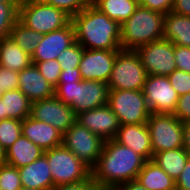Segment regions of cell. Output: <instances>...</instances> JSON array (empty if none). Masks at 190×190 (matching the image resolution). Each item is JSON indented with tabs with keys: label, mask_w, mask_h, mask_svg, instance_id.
Segmentation results:
<instances>
[{
	"label": "cell",
	"mask_w": 190,
	"mask_h": 190,
	"mask_svg": "<svg viewBox=\"0 0 190 190\" xmlns=\"http://www.w3.org/2000/svg\"><path fill=\"white\" fill-rule=\"evenodd\" d=\"M145 162L142 156L114 139L104 141L91 176L98 189L112 190L116 185L136 180Z\"/></svg>",
	"instance_id": "obj_1"
},
{
	"label": "cell",
	"mask_w": 190,
	"mask_h": 190,
	"mask_svg": "<svg viewBox=\"0 0 190 190\" xmlns=\"http://www.w3.org/2000/svg\"><path fill=\"white\" fill-rule=\"evenodd\" d=\"M75 39L84 49L122 50L121 25L92 3L71 17Z\"/></svg>",
	"instance_id": "obj_2"
},
{
	"label": "cell",
	"mask_w": 190,
	"mask_h": 190,
	"mask_svg": "<svg viewBox=\"0 0 190 190\" xmlns=\"http://www.w3.org/2000/svg\"><path fill=\"white\" fill-rule=\"evenodd\" d=\"M164 16L162 13L138 6L121 25L122 50H136L142 45L163 38Z\"/></svg>",
	"instance_id": "obj_3"
},
{
	"label": "cell",
	"mask_w": 190,
	"mask_h": 190,
	"mask_svg": "<svg viewBox=\"0 0 190 190\" xmlns=\"http://www.w3.org/2000/svg\"><path fill=\"white\" fill-rule=\"evenodd\" d=\"M108 84L95 80L58 82L54 96L70 106L75 115L108 103Z\"/></svg>",
	"instance_id": "obj_4"
},
{
	"label": "cell",
	"mask_w": 190,
	"mask_h": 190,
	"mask_svg": "<svg viewBox=\"0 0 190 190\" xmlns=\"http://www.w3.org/2000/svg\"><path fill=\"white\" fill-rule=\"evenodd\" d=\"M18 20L31 30L47 34L68 26L71 16L39 0L20 3Z\"/></svg>",
	"instance_id": "obj_5"
},
{
	"label": "cell",
	"mask_w": 190,
	"mask_h": 190,
	"mask_svg": "<svg viewBox=\"0 0 190 190\" xmlns=\"http://www.w3.org/2000/svg\"><path fill=\"white\" fill-rule=\"evenodd\" d=\"M55 186L77 183L91 175V169L63 145L44 151Z\"/></svg>",
	"instance_id": "obj_6"
},
{
	"label": "cell",
	"mask_w": 190,
	"mask_h": 190,
	"mask_svg": "<svg viewBox=\"0 0 190 190\" xmlns=\"http://www.w3.org/2000/svg\"><path fill=\"white\" fill-rule=\"evenodd\" d=\"M147 72L134 50H120L107 82L109 90H142Z\"/></svg>",
	"instance_id": "obj_7"
},
{
	"label": "cell",
	"mask_w": 190,
	"mask_h": 190,
	"mask_svg": "<svg viewBox=\"0 0 190 190\" xmlns=\"http://www.w3.org/2000/svg\"><path fill=\"white\" fill-rule=\"evenodd\" d=\"M107 104L120 125L144 124L151 115L142 90H109Z\"/></svg>",
	"instance_id": "obj_8"
},
{
	"label": "cell",
	"mask_w": 190,
	"mask_h": 190,
	"mask_svg": "<svg viewBox=\"0 0 190 190\" xmlns=\"http://www.w3.org/2000/svg\"><path fill=\"white\" fill-rule=\"evenodd\" d=\"M153 155L183 147L182 122L173 114L151 113L147 120Z\"/></svg>",
	"instance_id": "obj_9"
},
{
	"label": "cell",
	"mask_w": 190,
	"mask_h": 190,
	"mask_svg": "<svg viewBox=\"0 0 190 190\" xmlns=\"http://www.w3.org/2000/svg\"><path fill=\"white\" fill-rule=\"evenodd\" d=\"M62 145L92 169L101 155L104 141L86 127L75 122L63 134Z\"/></svg>",
	"instance_id": "obj_10"
},
{
	"label": "cell",
	"mask_w": 190,
	"mask_h": 190,
	"mask_svg": "<svg viewBox=\"0 0 190 190\" xmlns=\"http://www.w3.org/2000/svg\"><path fill=\"white\" fill-rule=\"evenodd\" d=\"M136 53L141 59L147 75L168 76L176 70L174 44L167 39H159L138 47Z\"/></svg>",
	"instance_id": "obj_11"
},
{
	"label": "cell",
	"mask_w": 190,
	"mask_h": 190,
	"mask_svg": "<svg viewBox=\"0 0 190 190\" xmlns=\"http://www.w3.org/2000/svg\"><path fill=\"white\" fill-rule=\"evenodd\" d=\"M142 91L151 113L174 114L179 95L167 76L147 75Z\"/></svg>",
	"instance_id": "obj_12"
},
{
	"label": "cell",
	"mask_w": 190,
	"mask_h": 190,
	"mask_svg": "<svg viewBox=\"0 0 190 190\" xmlns=\"http://www.w3.org/2000/svg\"><path fill=\"white\" fill-rule=\"evenodd\" d=\"M30 116L52 125L62 134L76 122L74 110L55 96L31 103Z\"/></svg>",
	"instance_id": "obj_13"
},
{
	"label": "cell",
	"mask_w": 190,
	"mask_h": 190,
	"mask_svg": "<svg viewBox=\"0 0 190 190\" xmlns=\"http://www.w3.org/2000/svg\"><path fill=\"white\" fill-rule=\"evenodd\" d=\"M119 51L84 49L79 64L82 80H95L107 83Z\"/></svg>",
	"instance_id": "obj_14"
},
{
	"label": "cell",
	"mask_w": 190,
	"mask_h": 190,
	"mask_svg": "<svg viewBox=\"0 0 190 190\" xmlns=\"http://www.w3.org/2000/svg\"><path fill=\"white\" fill-rule=\"evenodd\" d=\"M76 122L103 141L114 139L120 127L116 114L108 104L77 114Z\"/></svg>",
	"instance_id": "obj_15"
},
{
	"label": "cell",
	"mask_w": 190,
	"mask_h": 190,
	"mask_svg": "<svg viewBox=\"0 0 190 190\" xmlns=\"http://www.w3.org/2000/svg\"><path fill=\"white\" fill-rule=\"evenodd\" d=\"M75 42L76 39L72 23L61 29L43 34L42 39L37 44L36 50L31 56L32 62L57 59L63 50Z\"/></svg>",
	"instance_id": "obj_16"
},
{
	"label": "cell",
	"mask_w": 190,
	"mask_h": 190,
	"mask_svg": "<svg viewBox=\"0 0 190 190\" xmlns=\"http://www.w3.org/2000/svg\"><path fill=\"white\" fill-rule=\"evenodd\" d=\"M114 140L129 147L146 161L153 159L150 132L146 123L120 125Z\"/></svg>",
	"instance_id": "obj_17"
},
{
	"label": "cell",
	"mask_w": 190,
	"mask_h": 190,
	"mask_svg": "<svg viewBox=\"0 0 190 190\" xmlns=\"http://www.w3.org/2000/svg\"><path fill=\"white\" fill-rule=\"evenodd\" d=\"M22 135L43 151L62 145L63 134L46 122L38 121L31 116L22 121Z\"/></svg>",
	"instance_id": "obj_18"
},
{
	"label": "cell",
	"mask_w": 190,
	"mask_h": 190,
	"mask_svg": "<svg viewBox=\"0 0 190 190\" xmlns=\"http://www.w3.org/2000/svg\"><path fill=\"white\" fill-rule=\"evenodd\" d=\"M19 89L31 103L54 96V87L39 72L35 64L19 72Z\"/></svg>",
	"instance_id": "obj_19"
},
{
	"label": "cell",
	"mask_w": 190,
	"mask_h": 190,
	"mask_svg": "<svg viewBox=\"0 0 190 190\" xmlns=\"http://www.w3.org/2000/svg\"><path fill=\"white\" fill-rule=\"evenodd\" d=\"M22 187L52 190L53 180L47 158L43 155L31 164L18 168Z\"/></svg>",
	"instance_id": "obj_20"
},
{
	"label": "cell",
	"mask_w": 190,
	"mask_h": 190,
	"mask_svg": "<svg viewBox=\"0 0 190 190\" xmlns=\"http://www.w3.org/2000/svg\"><path fill=\"white\" fill-rule=\"evenodd\" d=\"M44 151L27 137L20 136L18 140L5 151V164L20 168L31 164L43 156Z\"/></svg>",
	"instance_id": "obj_21"
},
{
	"label": "cell",
	"mask_w": 190,
	"mask_h": 190,
	"mask_svg": "<svg viewBox=\"0 0 190 190\" xmlns=\"http://www.w3.org/2000/svg\"><path fill=\"white\" fill-rule=\"evenodd\" d=\"M163 38L174 45L190 47V16L172 11L164 16Z\"/></svg>",
	"instance_id": "obj_22"
},
{
	"label": "cell",
	"mask_w": 190,
	"mask_h": 190,
	"mask_svg": "<svg viewBox=\"0 0 190 190\" xmlns=\"http://www.w3.org/2000/svg\"><path fill=\"white\" fill-rule=\"evenodd\" d=\"M31 64V56L24 52L10 36L0 41V66L20 72Z\"/></svg>",
	"instance_id": "obj_23"
},
{
	"label": "cell",
	"mask_w": 190,
	"mask_h": 190,
	"mask_svg": "<svg viewBox=\"0 0 190 190\" xmlns=\"http://www.w3.org/2000/svg\"><path fill=\"white\" fill-rule=\"evenodd\" d=\"M147 190H176L175 181L153 160H148L136 179Z\"/></svg>",
	"instance_id": "obj_24"
},
{
	"label": "cell",
	"mask_w": 190,
	"mask_h": 190,
	"mask_svg": "<svg viewBox=\"0 0 190 190\" xmlns=\"http://www.w3.org/2000/svg\"><path fill=\"white\" fill-rule=\"evenodd\" d=\"M4 108V119L24 120L31 114V102L18 88L4 92L1 96Z\"/></svg>",
	"instance_id": "obj_25"
},
{
	"label": "cell",
	"mask_w": 190,
	"mask_h": 190,
	"mask_svg": "<svg viewBox=\"0 0 190 190\" xmlns=\"http://www.w3.org/2000/svg\"><path fill=\"white\" fill-rule=\"evenodd\" d=\"M189 156L182 147L155 153L152 160L176 181L185 168Z\"/></svg>",
	"instance_id": "obj_26"
},
{
	"label": "cell",
	"mask_w": 190,
	"mask_h": 190,
	"mask_svg": "<svg viewBox=\"0 0 190 190\" xmlns=\"http://www.w3.org/2000/svg\"><path fill=\"white\" fill-rule=\"evenodd\" d=\"M91 3L120 25H122L139 6L138 0H91Z\"/></svg>",
	"instance_id": "obj_27"
},
{
	"label": "cell",
	"mask_w": 190,
	"mask_h": 190,
	"mask_svg": "<svg viewBox=\"0 0 190 190\" xmlns=\"http://www.w3.org/2000/svg\"><path fill=\"white\" fill-rule=\"evenodd\" d=\"M11 39H13L24 52L33 55L36 50L37 44L42 39L43 34L23 25L19 20L16 21L10 31Z\"/></svg>",
	"instance_id": "obj_28"
},
{
	"label": "cell",
	"mask_w": 190,
	"mask_h": 190,
	"mask_svg": "<svg viewBox=\"0 0 190 190\" xmlns=\"http://www.w3.org/2000/svg\"><path fill=\"white\" fill-rule=\"evenodd\" d=\"M22 136V120H0V146L7 151Z\"/></svg>",
	"instance_id": "obj_29"
},
{
	"label": "cell",
	"mask_w": 190,
	"mask_h": 190,
	"mask_svg": "<svg viewBox=\"0 0 190 190\" xmlns=\"http://www.w3.org/2000/svg\"><path fill=\"white\" fill-rule=\"evenodd\" d=\"M20 3H0V41L9 37L10 31L18 20Z\"/></svg>",
	"instance_id": "obj_30"
},
{
	"label": "cell",
	"mask_w": 190,
	"mask_h": 190,
	"mask_svg": "<svg viewBox=\"0 0 190 190\" xmlns=\"http://www.w3.org/2000/svg\"><path fill=\"white\" fill-rule=\"evenodd\" d=\"M84 48L75 42L57 57V61L60 63L62 70H70L75 67H79Z\"/></svg>",
	"instance_id": "obj_31"
},
{
	"label": "cell",
	"mask_w": 190,
	"mask_h": 190,
	"mask_svg": "<svg viewBox=\"0 0 190 190\" xmlns=\"http://www.w3.org/2000/svg\"><path fill=\"white\" fill-rule=\"evenodd\" d=\"M22 187L18 168L7 164L0 166V190H19Z\"/></svg>",
	"instance_id": "obj_32"
},
{
	"label": "cell",
	"mask_w": 190,
	"mask_h": 190,
	"mask_svg": "<svg viewBox=\"0 0 190 190\" xmlns=\"http://www.w3.org/2000/svg\"><path fill=\"white\" fill-rule=\"evenodd\" d=\"M38 68L41 75L55 88L58 85L62 72L60 63L57 59L43 62H32Z\"/></svg>",
	"instance_id": "obj_33"
},
{
	"label": "cell",
	"mask_w": 190,
	"mask_h": 190,
	"mask_svg": "<svg viewBox=\"0 0 190 190\" xmlns=\"http://www.w3.org/2000/svg\"><path fill=\"white\" fill-rule=\"evenodd\" d=\"M45 4L65 11L69 16H74L85 9L91 0H41Z\"/></svg>",
	"instance_id": "obj_34"
},
{
	"label": "cell",
	"mask_w": 190,
	"mask_h": 190,
	"mask_svg": "<svg viewBox=\"0 0 190 190\" xmlns=\"http://www.w3.org/2000/svg\"><path fill=\"white\" fill-rule=\"evenodd\" d=\"M167 77L179 96L190 92V73L176 69Z\"/></svg>",
	"instance_id": "obj_35"
},
{
	"label": "cell",
	"mask_w": 190,
	"mask_h": 190,
	"mask_svg": "<svg viewBox=\"0 0 190 190\" xmlns=\"http://www.w3.org/2000/svg\"><path fill=\"white\" fill-rule=\"evenodd\" d=\"M19 72L0 66V87L4 92L19 88Z\"/></svg>",
	"instance_id": "obj_36"
},
{
	"label": "cell",
	"mask_w": 190,
	"mask_h": 190,
	"mask_svg": "<svg viewBox=\"0 0 190 190\" xmlns=\"http://www.w3.org/2000/svg\"><path fill=\"white\" fill-rule=\"evenodd\" d=\"M174 56L176 68L190 73V47L174 45Z\"/></svg>",
	"instance_id": "obj_37"
},
{
	"label": "cell",
	"mask_w": 190,
	"mask_h": 190,
	"mask_svg": "<svg viewBox=\"0 0 190 190\" xmlns=\"http://www.w3.org/2000/svg\"><path fill=\"white\" fill-rule=\"evenodd\" d=\"M139 5L166 15L172 10L174 0H138Z\"/></svg>",
	"instance_id": "obj_38"
},
{
	"label": "cell",
	"mask_w": 190,
	"mask_h": 190,
	"mask_svg": "<svg viewBox=\"0 0 190 190\" xmlns=\"http://www.w3.org/2000/svg\"><path fill=\"white\" fill-rule=\"evenodd\" d=\"M173 115L182 123L190 121V92L179 96L177 107Z\"/></svg>",
	"instance_id": "obj_39"
},
{
	"label": "cell",
	"mask_w": 190,
	"mask_h": 190,
	"mask_svg": "<svg viewBox=\"0 0 190 190\" xmlns=\"http://www.w3.org/2000/svg\"><path fill=\"white\" fill-rule=\"evenodd\" d=\"M97 185L90 175L87 179L77 183L55 186L52 190H97Z\"/></svg>",
	"instance_id": "obj_40"
},
{
	"label": "cell",
	"mask_w": 190,
	"mask_h": 190,
	"mask_svg": "<svg viewBox=\"0 0 190 190\" xmlns=\"http://www.w3.org/2000/svg\"><path fill=\"white\" fill-rule=\"evenodd\" d=\"M176 190H190V156L179 178L175 181Z\"/></svg>",
	"instance_id": "obj_41"
},
{
	"label": "cell",
	"mask_w": 190,
	"mask_h": 190,
	"mask_svg": "<svg viewBox=\"0 0 190 190\" xmlns=\"http://www.w3.org/2000/svg\"><path fill=\"white\" fill-rule=\"evenodd\" d=\"M82 76L79 71V67L72 68L70 70H62L60 74L59 82H80Z\"/></svg>",
	"instance_id": "obj_42"
},
{
	"label": "cell",
	"mask_w": 190,
	"mask_h": 190,
	"mask_svg": "<svg viewBox=\"0 0 190 190\" xmlns=\"http://www.w3.org/2000/svg\"><path fill=\"white\" fill-rule=\"evenodd\" d=\"M171 11L179 15L190 16V0H174Z\"/></svg>",
	"instance_id": "obj_43"
},
{
	"label": "cell",
	"mask_w": 190,
	"mask_h": 190,
	"mask_svg": "<svg viewBox=\"0 0 190 190\" xmlns=\"http://www.w3.org/2000/svg\"><path fill=\"white\" fill-rule=\"evenodd\" d=\"M112 190H147L137 180L116 185Z\"/></svg>",
	"instance_id": "obj_44"
},
{
	"label": "cell",
	"mask_w": 190,
	"mask_h": 190,
	"mask_svg": "<svg viewBox=\"0 0 190 190\" xmlns=\"http://www.w3.org/2000/svg\"><path fill=\"white\" fill-rule=\"evenodd\" d=\"M183 148L190 155V121L183 122Z\"/></svg>",
	"instance_id": "obj_45"
},
{
	"label": "cell",
	"mask_w": 190,
	"mask_h": 190,
	"mask_svg": "<svg viewBox=\"0 0 190 190\" xmlns=\"http://www.w3.org/2000/svg\"><path fill=\"white\" fill-rule=\"evenodd\" d=\"M5 164V151L0 146V166Z\"/></svg>",
	"instance_id": "obj_46"
},
{
	"label": "cell",
	"mask_w": 190,
	"mask_h": 190,
	"mask_svg": "<svg viewBox=\"0 0 190 190\" xmlns=\"http://www.w3.org/2000/svg\"><path fill=\"white\" fill-rule=\"evenodd\" d=\"M0 120H4V108L1 98H0Z\"/></svg>",
	"instance_id": "obj_47"
},
{
	"label": "cell",
	"mask_w": 190,
	"mask_h": 190,
	"mask_svg": "<svg viewBox=\"0 0 190 190\" xmlns=\"http://www.w3.org/2000/svg\"><path fill=\"white\" fill-rule=\"evenodd\" d=\"M0 3H20L19 0H0Z\"/></svg>",
	"instance_id": "obj_48"
},
{
	"label": "cell",
	"mask_w": 190,
	"mask_h": 190,
	"mask_svg": "<svg viewBox=\"0 0 190 190\" xmlns=\"http://www.w3.org/2000/svg\"><path fill=\"white\" fill-rule=\"evenodd\" d=\"M20 3H23V2H29V1H39V0H19Z\"/></svg>",
	"instance_id": "obj_49"
},
{
	"label": "cell",
	"mask_w": 190,
	"mask_h": 190,
	"mask_svg": "<svg viewBox=\"0 0 190 190\" xmlns=\"http://www.w3.org/2000/svg\"><path fill=\"white\" fill-rule=\"evenodd\" d=\"M19 190H35V189H30V188L21 187Z\"/></svg>",
	"instance_id": "obj_50"
},
{
	"label": "cell",
	"mask_w": 190,
	"mask_h": 190,
	"mask_svg": "<svg viewBox=\"0 0 190 190\" xmlns=\"http://www.w3.org/2000/svg\"><path fill=\"white\" fill-rule=\"evenodd\" d=\"M4 94V91L2 90V88L0 87V98L1 96Z\"/></svg>",
	"instance_id": "obj_51"
}]
</instances>
